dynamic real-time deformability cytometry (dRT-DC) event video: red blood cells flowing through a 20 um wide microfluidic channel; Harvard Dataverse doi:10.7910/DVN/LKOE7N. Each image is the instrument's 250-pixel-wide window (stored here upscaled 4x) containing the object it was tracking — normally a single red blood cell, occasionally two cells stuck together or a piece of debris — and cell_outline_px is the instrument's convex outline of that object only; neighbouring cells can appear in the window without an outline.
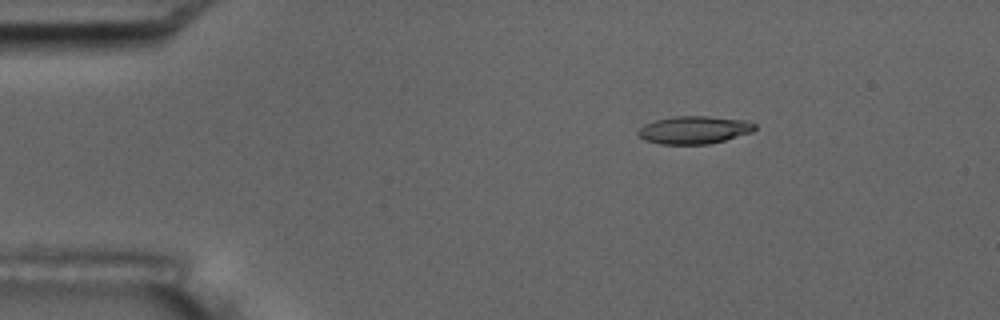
{"species": "common noctule bat (a hibernating species)", "species_latin": "Nyctalus noctula", "temperature_condition": "room temperature", "stored_images_in_passage": 5, "camera_frame_rate_fps": 3000, "um_per_image_px": 0.085, "animal": {"sex": "male", "body_mass_g": 17.5, "forearm_length_mm": 52.3}, "frame": {"image": 1, "passage_image": 3, "time_ms": 2.333, "image_size_px": [1000, 320], "cell_outline_px": [[756, 128], [752, 132], [724, 140], [708, 144], [660, 144], [644, 140], [636, 132], [644, 124], [656, 120], [672, 116], [708, 116], [748, 120], [756, 124]], "centroid_in_image_um": [59.01, 11.03], "position_along_channel_um": 26.0, "area_um2": 18.96}}